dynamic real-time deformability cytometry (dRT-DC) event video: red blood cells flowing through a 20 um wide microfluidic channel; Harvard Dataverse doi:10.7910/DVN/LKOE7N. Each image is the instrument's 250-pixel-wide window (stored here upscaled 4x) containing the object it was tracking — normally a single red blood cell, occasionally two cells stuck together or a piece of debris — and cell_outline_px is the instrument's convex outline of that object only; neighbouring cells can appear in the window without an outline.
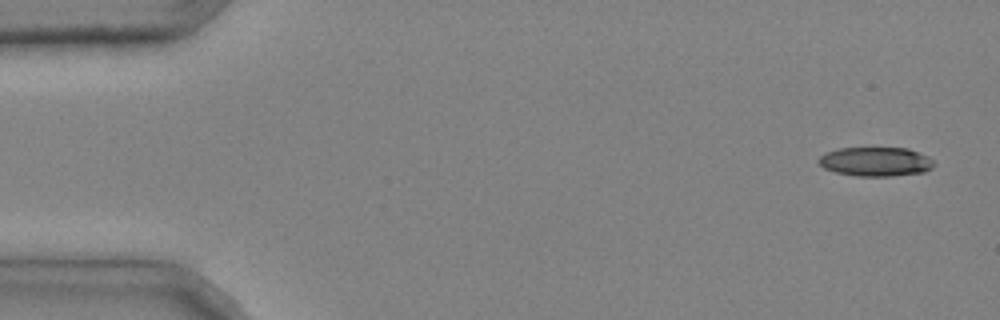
{"species": "common noctule bat (a hibernating species)", "species_latin": "Nyctalus noctula", "temperature_condition": "cold", "stored_images_in_passage": 4, "camera_frame_rate_fps": 3000, "um_per_image_px": 0.085, "animal": {"sex": "male", "body_mass_g": 20.4}, "frame": {"image": 1, "passage_image": 1, "time_ms": 0.0, "image_size_px": [1000, 320], "cell_outline_px": [[936, 164], [932, 168], [924, 172], [892, 176], [856, 176], [836, 172], [824, 168], [816, 160], [824, 152], [836, 148], [908, 148], [928, 156]], "centroid_in_image_um": [74.42, 13.73], "position_along_channel_um": 10.6, "area_um2": 19.77}}
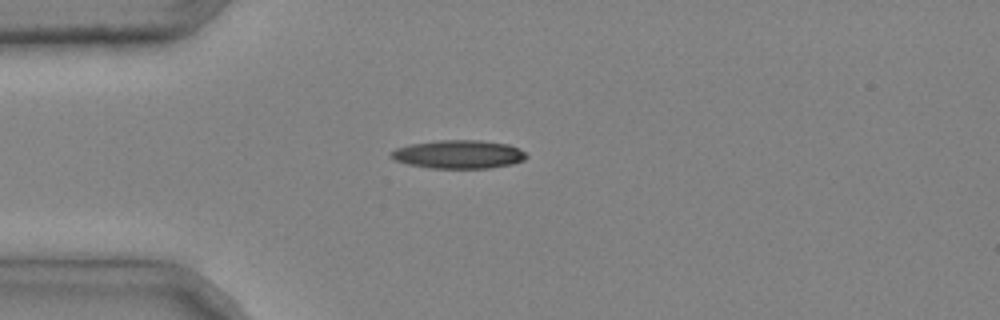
{"frame": {"image": 2, "passage_image": 4, "time_ms": 1.0, "image_size_px": [1000, 320], "cell_outline_px": [[528, 156], [524, 160], [512, 164], [492, 168], [428, 168], [408, 164], [392, 160], [388, 156], [388, 152], [396, 148], [412, 144], [440, 140], [480, 140], [508, 144], [520, 148]], "centroid_in_image_um": [38.96, 13.12], "position_along_channel_um": 46.0, "area_um2": 22.66}}